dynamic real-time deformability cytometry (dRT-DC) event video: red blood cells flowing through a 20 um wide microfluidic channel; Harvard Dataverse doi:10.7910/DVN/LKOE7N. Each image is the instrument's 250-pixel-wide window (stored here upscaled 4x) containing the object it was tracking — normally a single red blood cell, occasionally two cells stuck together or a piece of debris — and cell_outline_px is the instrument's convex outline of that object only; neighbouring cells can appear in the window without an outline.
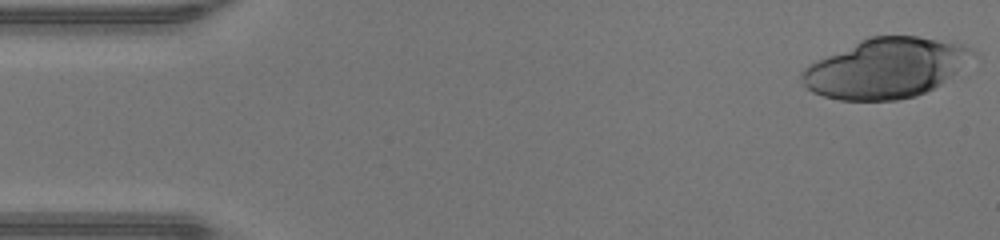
{"species": "human", "species_latin": "Homo sapiens", "temperature_condition": "warm", "stored_images_in_passage": 46, "camera_frame_rate_fps": 3000, "um_per_image_px": 0.085, "donor": {"sex": "male"}, "frame": {"image": 1, "passage_image": 1, "time_ms": 0.0, "image_size_px": [1000, 240], "cell_outline_px": [[976, 52], [940, 84], [916, 96], [896, 100], [840, 100], [824, 96], [812, 92], [804, 84], [800, 76], [800, 72], [808, 64], [816, 60], [868, 36], [916, 36], [952, 40], [964, 44], [972, 48]], "centroid_in_image_um": [75.25, 5.77], "position_along_channel_um": 9.7, "area_um2": 59.13}}
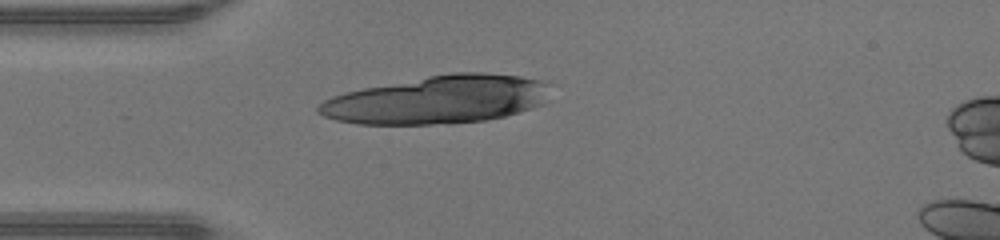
{"frame": {"image": 2, "passage_image": 12, "time_ms": 3.667, "image_size_px": [1000, 240], "cell_outline_px": [[556, 84], [544, 104], [520, 112], [488, 120], [452, 124], [360, 124], [336, 120], [324, 116], [316, 112], [316, 108], [324, 100], [332, 96], [344, 92], [364, 88], [428, 76], [452, 72], [484, 72], [520, 76], [544, 80]], "centroid_in_image_um": [37.31, 8.47], "position_along_channel_um": 47.7, "area_um2": 65.72}}